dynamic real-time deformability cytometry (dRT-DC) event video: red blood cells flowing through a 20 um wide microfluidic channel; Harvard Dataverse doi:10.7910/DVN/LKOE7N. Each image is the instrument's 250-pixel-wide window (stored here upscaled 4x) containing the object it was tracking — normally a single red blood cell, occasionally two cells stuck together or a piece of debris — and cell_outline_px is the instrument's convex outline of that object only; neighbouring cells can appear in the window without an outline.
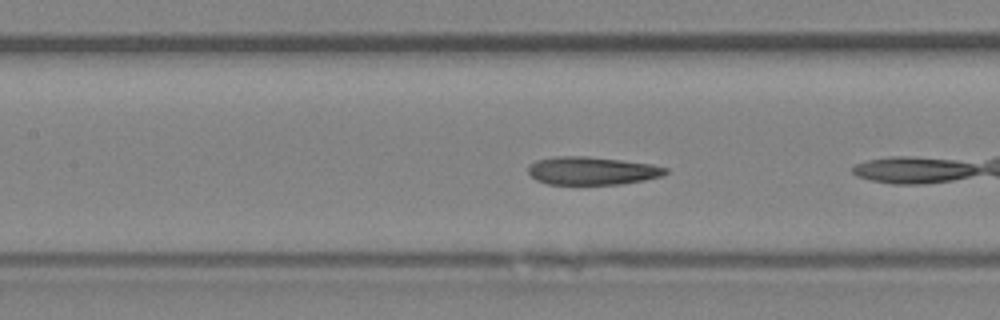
{"species": "Egyptian fruit bat (a non-hibernating species)", "species_latin": "Rousettus aegyptiacus", "temperature_condition": "room temperature", "stored_images_in_passage": 34, "camera_frame_rate_fps": 3000, "um_per_image_px": 0.085, "animal": {"sex": "female"}, "frame": {"image": 1, "passage_image": 6, "time_ms": 1.667, "image_size_px": [1000, 320], "cell_outline_px": [[668, 172], [660, 176], [644, 180], [620, 184], [548, 184], [536, 180], [528, 172], [528, 168], [536, 160], [556, 156], [588, 156], [652, 164], [668, 168]], "centroid_in_image_um": [50.32, 14.51], "position_along_channel_um": 157.1, "area_um2": 22.31}, "authors_computed_cell_mechanics": {"area_um2": 22.8021, "velocity_mm_per_s": 4.1726, "shape_relaxation_time_tau1_ms": 7.0806, "shape_relaxation_time_tau2_ms": 1.0486, "deformation_change_tau1": 0.1461, "deformation_change_tau2": 0.0463}}